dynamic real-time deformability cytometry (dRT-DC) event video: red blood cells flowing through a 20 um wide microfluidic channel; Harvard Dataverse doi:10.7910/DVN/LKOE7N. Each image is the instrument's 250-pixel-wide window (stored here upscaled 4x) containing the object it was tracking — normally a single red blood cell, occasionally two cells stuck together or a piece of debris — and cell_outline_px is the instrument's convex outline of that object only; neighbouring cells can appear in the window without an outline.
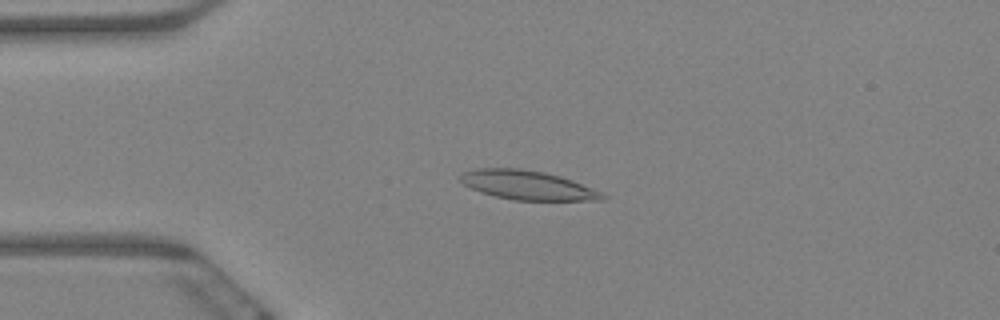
{"species": "Egyptian fruit bat (a non-hibernating species)", "species_latin": "Rousettus aegyptiacus", "temperature_condition": "warm", "stored_images_in_passage": 60, "camera_frame_rate_fps": 3000, "um_per_image_px": 0.085, "animal": {"sex": "female"}, "frame": {"image": 1, "passage_image": 14, "time_ms": 4.333, "image_size_px": [1000, 320], "cell_outline_px": [[608, 196], [604, 200], [512, 200], [480, 192], [464, 184], [460, 180], [460, 176], [464, 172], [476, 168], [520, 168], [544, 172], [560, 176], [572, 180], [600, 192]], "centroid_in_image_um": [44.83, 15.73], "position_along_channel_um": 40.2, "area_um2": 23.93}}
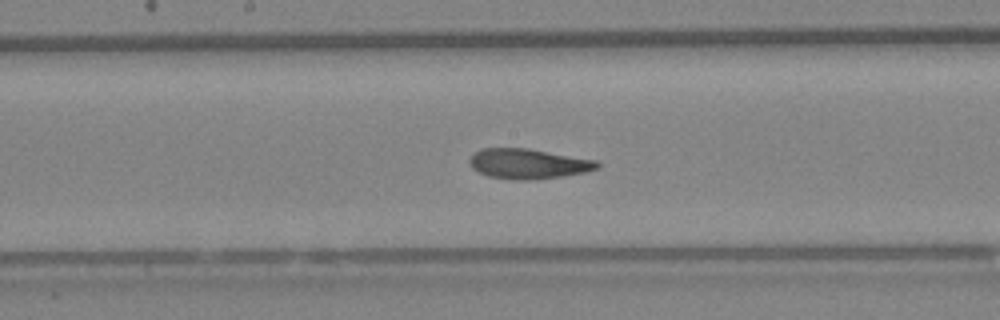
{"frame": {"image": 2, "passage_image": 31, "time_ms": 10.0, "image_size_px": [1000, 320], "cell_outline_px": [[600, 168], [584, 172], [564, 176], [528, 180], [512, 180], [488, 176], [476, 172], [468, 164], [468, 160], [480, 148], [528, 148], [596, 160], [600, 164]], "centroid_in_image_um": [44.87, 13.92], "position_along_channel_um": 203.3, "area_um2": 22.54}}
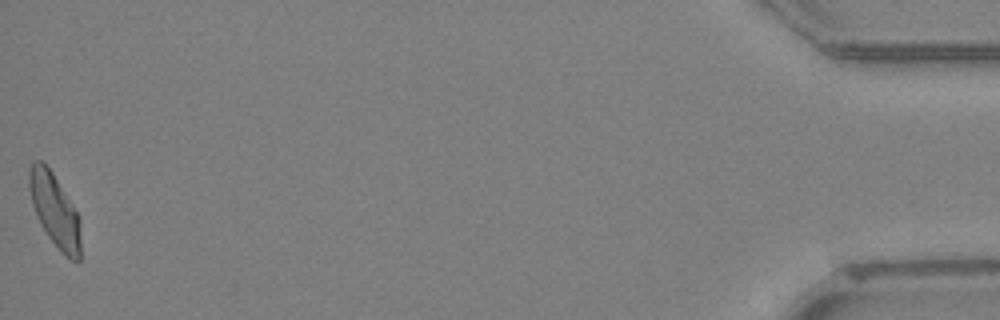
{"frame": {"image": 3, "passage_image": 60, "time_ms": 19.667, "image_size_px": [1000, 320], "cell_outline_px": [[80, 260], [68, 260], [60, 252], [48, 236], [40, 224], [36, 216], [32, 204], [28, 184], [28, 172], [32, 160], [40, 160], [52, 172], [76, 212], [80, 220]], "centroid_in_image_um": [4.63, 17.9], "position_along_channel_um": 430.6, "area_um2": 21.85}, "authors_computed_cell_mechanics": {"area_um2": 22.5998, "velocity_mm_per_s": 3.3725, "shape_relaxation_time_tau1_ms": 10.2678, "shape_relaxation_time_tau2_ms": 2.7304, "deformation_change_tau1": 0.2374, "deformation_change_tau2": 0.0992}}